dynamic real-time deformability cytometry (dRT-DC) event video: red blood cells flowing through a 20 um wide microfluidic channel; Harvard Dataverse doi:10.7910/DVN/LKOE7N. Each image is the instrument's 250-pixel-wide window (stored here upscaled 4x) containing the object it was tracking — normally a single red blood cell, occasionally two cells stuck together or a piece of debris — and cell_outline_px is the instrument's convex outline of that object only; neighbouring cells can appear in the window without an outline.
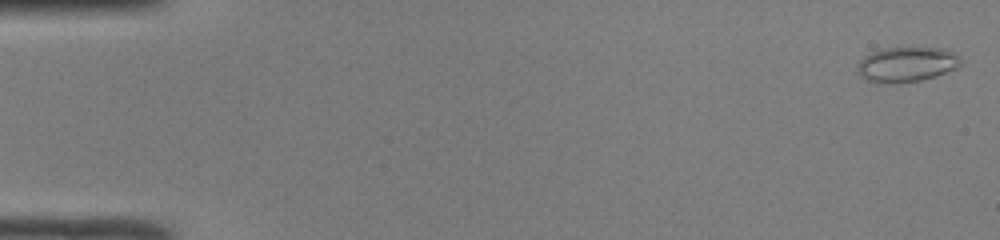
{"species": "common noctule bat (a hibernating species)", "species_latin": "Nyctalus noctula", "temperature_condition": "room temperature", "stored_images_in_passage": 49, "camera_frame_rate_fps": 3000, "um_per_image_px": 0.085, "animal": {"sex": "male", "body_mass_g": 19.0, "forearm_length_mm": 50.8}, "frame": {"image": 1, "passage_image": 2, "time_ms": 0.333, "image_size_px": [1000, 240], "cell_outline_px": [[960, 64], [956, 68], [920, 80], [892, 84], [868, 80], [860, 76], [856, 68], [860, 60], [864, 56], [872, 52], [888, 48], [948, 48], [960, 56]], "centroid_in_image_um": [77.06, 5.46], "position_along_channel_um": 7.9, "area_um2": 20.81}}
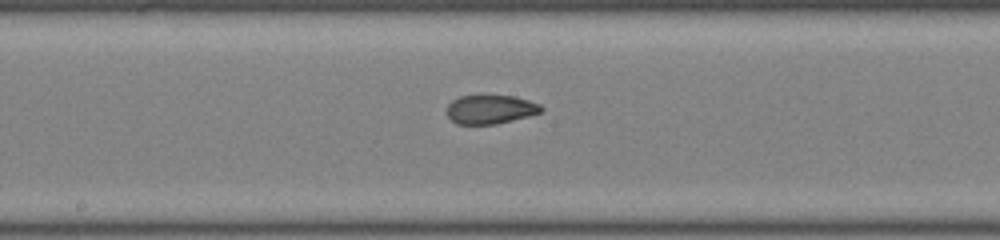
{"frame": {"image": 2, "passage_image": 27, "time_ms": 8.667, "image_size_px": [1000, 240], "cell_outline_px": [[544, 108], [540, 112], [528, 116], [496, 124], [456, 124], [448, 116], [448, 104], [452, 100], [460, 96], [480, 92], [516, 96], [540, 104]], "centroid_in_image_um": [41.67, 9.24], "position_along_channel_um": 206.5, "area_um2": 16.53}}
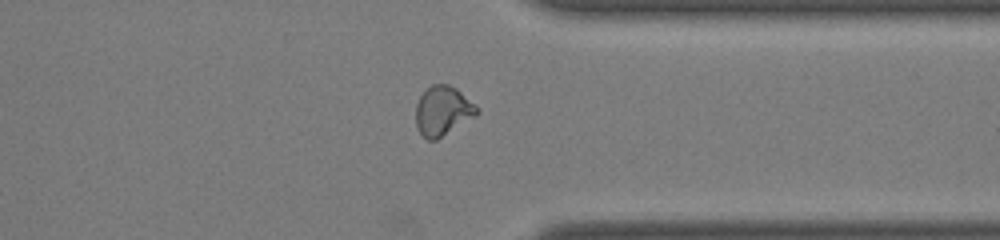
{"frame": {"image": 3, "passage_image": 39, "time_ms": 12.667, "image_size_px": [1000, 240], "cell_outline_px": [[480, 112], [476, 116], [436, 140], [428, 140], [420, 132], [416, 124], [416, 104], [420, 96], [432, 84], [448, 84], [456, 88], [476, 104]], "centroid_in_image_um": [37.66, 9.42], "position_along_channel_um": 373.7, "area_um2": 17.57}, "authors_computed_cell_mechanics": {"area_um2": 17.9758, "velocity_mm_per_s": 4.2311, "shape_relaxation_time_tau1_ms": null, "shape_relaxation_time_tau2_ms": 1.2306, "deformation_change_tau1": null, "deformation_change_tau2": 0.0648}}